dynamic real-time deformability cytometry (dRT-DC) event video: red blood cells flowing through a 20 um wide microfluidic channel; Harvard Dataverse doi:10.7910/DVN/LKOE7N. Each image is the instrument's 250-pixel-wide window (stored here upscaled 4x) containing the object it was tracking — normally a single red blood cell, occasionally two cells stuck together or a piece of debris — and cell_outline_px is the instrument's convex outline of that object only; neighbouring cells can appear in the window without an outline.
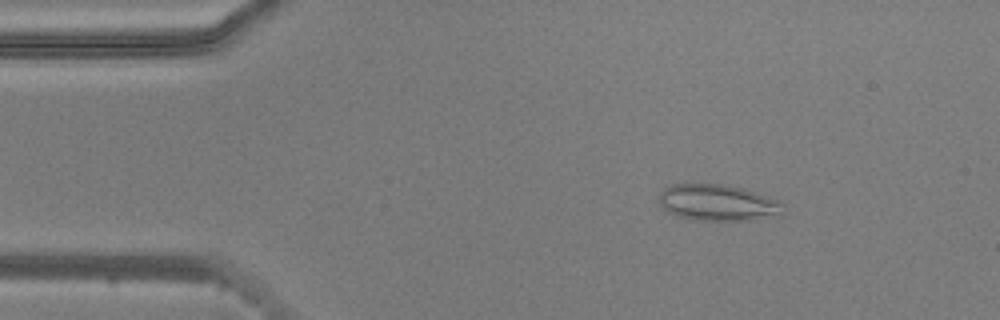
{"species": "common noctule bat (a hibernating species)", "species_latin": "Nyctalus noctula", "temperature_condition": "warm", "stored_images_in_passage": 52, "camera_frame_rate_fps": 3000, "um_per_image_px": 0.085, "animal": {"sex": "male", "body_mass_g": 20.5, "forearm_length_mm": 52.5}, "frame": {"image": 1, "passage_image": 7, "time_ms": 2.0, "image_size_px": [1000, 320], "cell_outline_px": [[784, 204], [780, 216], [752, 220], [696, 220], [680, 216], [668, 212], [660, 204], [660, 192], [664, 188], [672, 184], [724, 184], [744, 188], [780, 200]], "centroid_in_image_um": [61.06, 17.22], "position_along_channel_um": 23.9, "area_um2": 26.41}}
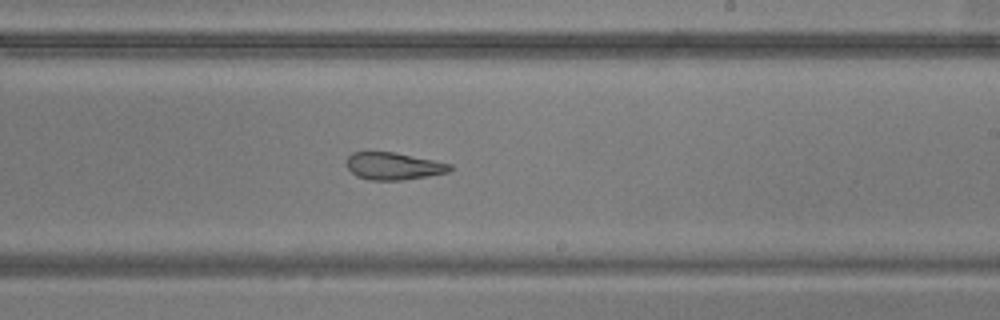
{"frame": {"image": 2, "passage_image": 30, "time_ms": 9.667, "image_size_px": [1000, 320], "cell_outline_px": [[456, 168], [448, 172], [428, 176], [404, 180], [368, 180], [356, 176], [348, 168], [348, 156], [352, 152], [396, 152], [452, 164]], "centroid_in_image_um": [33.5, 14.12], "position_along_channel_um": 255.5, "area_um2": 16.53}}
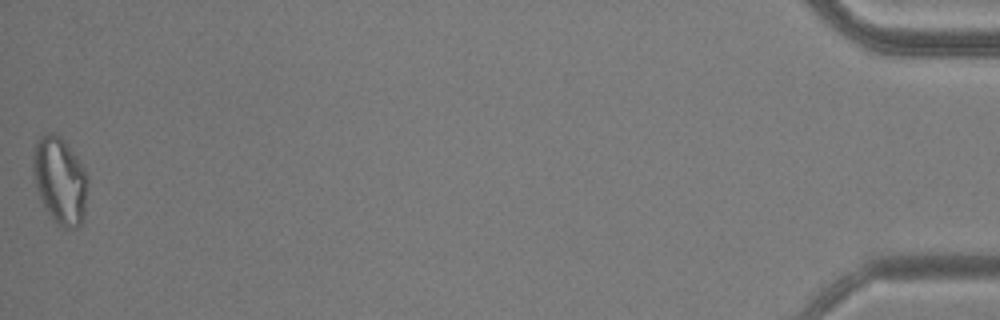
{"frame": {"image": 3, "passage_image": 52, "time_ms": 17.0, "image_size_px": [1000, 320], "cell_outline_px": [[88, 180], [84, 220], [76, 228], [64, 228], [56, 224], [44, 208], [40, 200], [36, 188], [32, 168], [32, 160], [36, 144], [40, 136], [48, 132], [56, 132], [64, 140], [76, 156], [84, 168], [88, 176]], "centroid_in_image_um": [5.1, 15.36], "position_along_channel_um": 430.1, "area_um2": 28.09}, "authors_computed_cell_mechanics": {"area_um2": 21.0681, "velocity_mm_per_s": 3.7867, "shape_relaxation_time_tau1_ms": null, "shape_relaxation_time_tau2_ms": 2.9268, "deformation_change_tau1": null, "deformation_change_tau2": 0.1185}}